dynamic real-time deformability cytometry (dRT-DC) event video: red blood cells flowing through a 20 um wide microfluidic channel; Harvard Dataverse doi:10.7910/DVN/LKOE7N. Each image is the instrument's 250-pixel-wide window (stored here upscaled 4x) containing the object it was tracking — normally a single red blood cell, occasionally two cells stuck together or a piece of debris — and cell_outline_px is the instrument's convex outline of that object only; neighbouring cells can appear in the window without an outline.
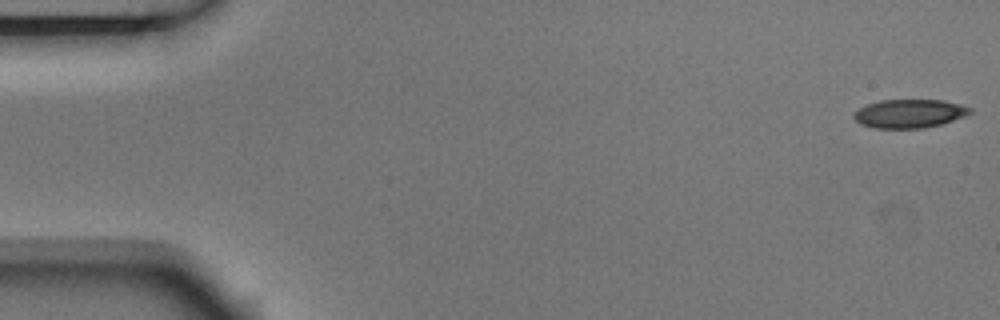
{"species": "Egyptian fruit bat (a non-hibernating species)", "species_latin": "Rousettus aegyptiacus", "temperature_condition": "room temperature", "stored_images_in_passage": 4, "camera_frame_rate_fps": 3000, "um_per_image_px": 0.085, "animal": {"sex": "male"}, "frame": {"image": 1, "passage_image": 1, "time_ms": 0.0, "image_size_px": [1000, 320], "cell_outline_px": [[972, 112], [964, 116], [940, 124], [924, 128], [872, 128], [860, 124], [852, 116], [860, 108], [868, 104], [880, 100], [944, 100], [960, 104], [972, 108]], "centroid_in_image_um": [77.3, 9.65], "position_along_channel_um": 7.7, "area_um2": 19.25}}